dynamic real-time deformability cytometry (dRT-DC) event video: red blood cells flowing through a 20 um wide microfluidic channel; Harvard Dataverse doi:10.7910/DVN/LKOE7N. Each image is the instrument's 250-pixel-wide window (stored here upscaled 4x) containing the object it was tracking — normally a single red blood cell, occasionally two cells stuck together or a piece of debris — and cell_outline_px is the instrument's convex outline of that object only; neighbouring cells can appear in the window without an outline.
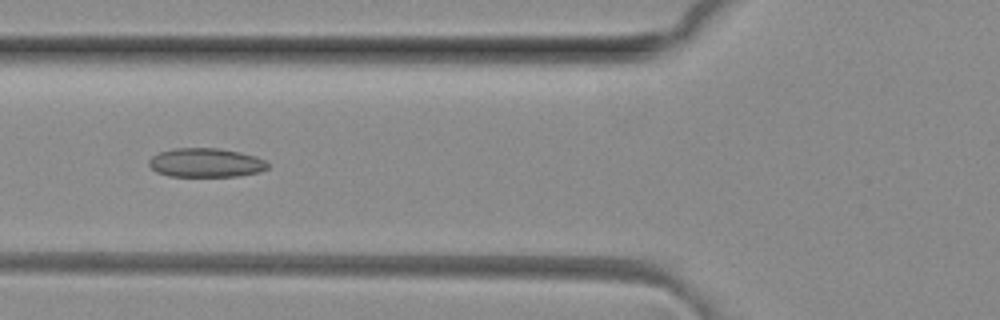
{"species": "common noctule bat (a hibernating species)", "species_latin": "Nyctalus noctula", "temperature_condition": "room temperature", "stored_images_in_passage": 38, "camera_frame_rate_fps": 3000, "um_per_image_px": 0.085, "animal": {"sex": "female", "body_mass_g": 29.2, "forearm_length_mm": 56.3}, "frame": {"image": 1, "passage_image": 7, "time_ms": 2.0, "image_size_px": [1000, 320], "cell_outline_px": [[268, 168], [260, 172], [240, 176], [168, 176], [156, 172], [148, 164], [148, 160], [152, 156], [160, 152], [176, 148], [216, 148], [240, 152], [256, 156], [264, 160], [268, 164]], "centroid_in_image_um": [17.5, 13.83], "position_along_channel_um": 108.3, "area_um2": 20.11}}
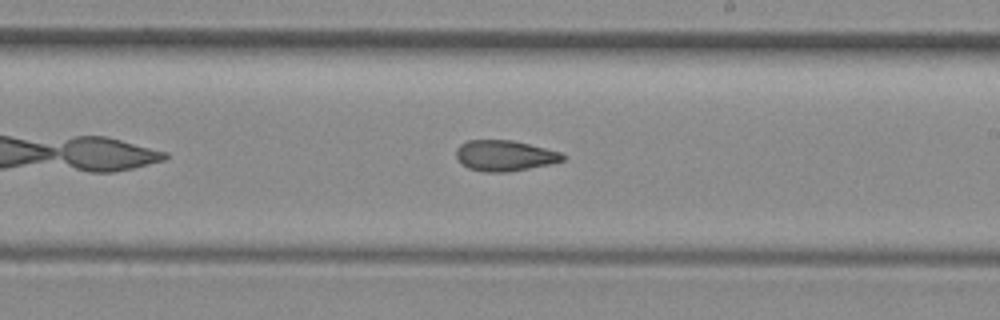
{"frame": {"image": 2, "passage_image": 17, "time_ms": 5.333, "image_size_px": [1000, 320], "cell_outline_px": [[568, 156], [564, 160], [552, 164], [508, 172], [484, 172], [468, 168], [456, 156], [456, 148], [460, 144], [468, 140], [512, 140], [560, 152]], "centroid_in_image_um": [42.92, 13.23], "position_along_channel_um": 246.1, "area_um2": 19.07}}
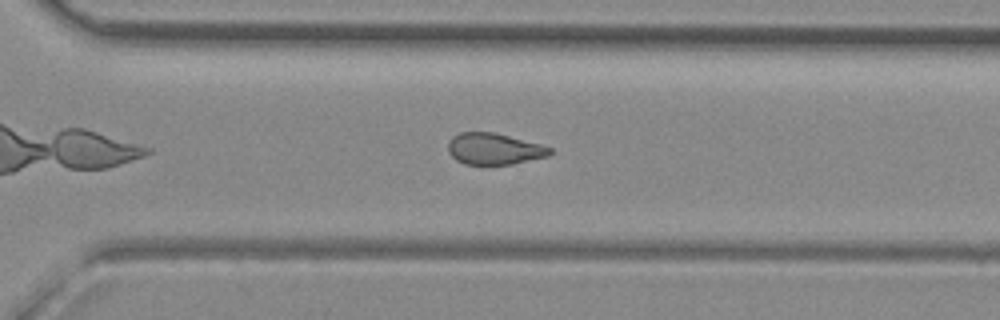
{"frame": {"image": 3, "passage_image": 23, "time_ms": 7.333, "image_size_px": [1000, 320], "cell_outline_px": [[552, 152], [548, 156], [512, 164], [464, 164], [456, 160], [448, 152], [448, 144], [452, 136], [460, 132], [492, 132], [540, 144], [552, 148]], "centroid_in_image_um": [41.98, 12.65], "position_along_channel_um": 328.6, "area_um2": 18.5}, "authors_computed_cell_mechanics": {"area_um2": 19.5075, "velocity_mm_per_s": 4.1399, "shape_relaxation_time_tau1_ms": null, "shape_relaxation_time_tau2_ms": 3.2569, "deformation_change_tau1": null, "deformation_change_tau2": 0.1098}}